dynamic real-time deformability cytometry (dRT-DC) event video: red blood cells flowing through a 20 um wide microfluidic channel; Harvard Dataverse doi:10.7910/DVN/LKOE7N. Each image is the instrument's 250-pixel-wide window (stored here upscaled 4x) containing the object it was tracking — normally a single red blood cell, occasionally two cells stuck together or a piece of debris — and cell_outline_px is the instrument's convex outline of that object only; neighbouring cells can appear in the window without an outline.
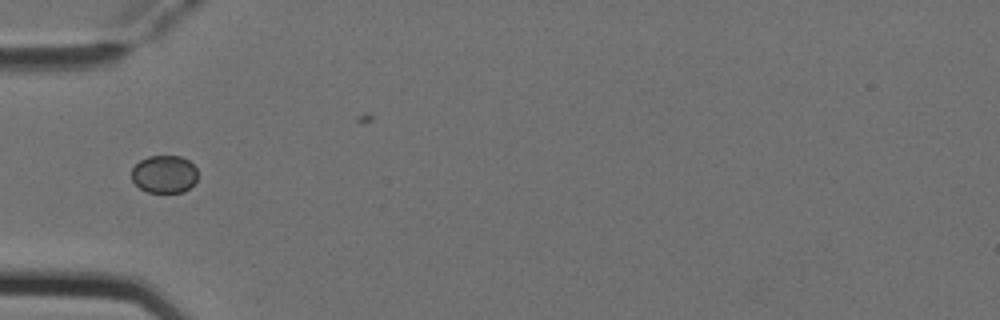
{"species": "Egyptian fruit bat (a non-hibernating species)", "species_latin": "Rousettus aegyptiacus", "temperature_condition": "cold", "stored_images_in_passage": 5, "camera_frame_rate_fps": 3000, "um_per_image_px": 0.085, "animal": {"sex": "female"}, "frame": {"image": 1, "passage_image": 2, "time_ms": 0.333, "image_size_px": [1000, 320], "cell_outline_px": [[196, 180], [184, 192], [148, 192], [140, 188], [132, 180], [132, 168], [140, 160], [148, 156], [180, 156], [188, 160], [196, 168]], "centroid_in_image_um": [13.95, 14.8], "position_along_channel_um": 71.1, "area_um2": 14.39}}
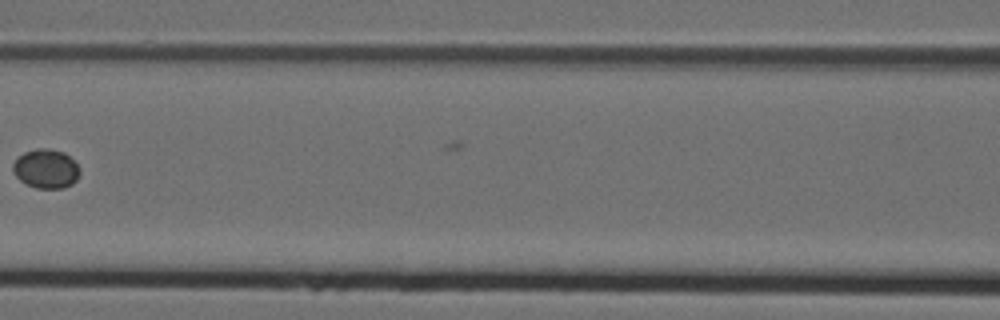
{"frame": {"image": 2, "passage_image": 4, "time_ms": 1.0, "image_size_px": [1000, 320], "cell_outline_px": [[80, 172], [76, 180], [72, 184], [64, 188], [36, 188], [20, 180], [12, 172], [12, 164], [24, 152], [36, 148], [48, 148], [64, 152], [80, 168]], "centroid_in_image_um": [3.9, 14.34], "position_along_channel_um": 162.7, "area_um2": 15.2}}
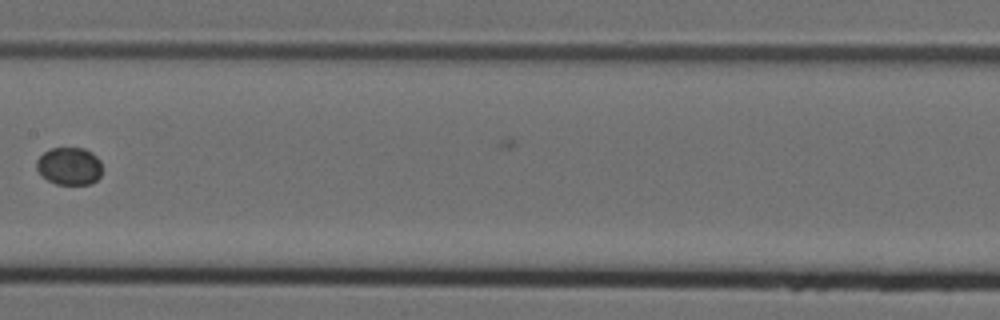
{"frame": {"image": 3, "passage_image": 5, "time_ms": 1.333, "image_size_px": [1000, 320], "cell_outline_px": [[100, 176], [96, 180], [88, 184], [56, 184], [48, 180], [36, 168], [36, 160], [44, 152], [52, 148], [84, 148], [92, 152], [100, 160]], "centroid_in_image_um": [5.88, 14.11], "position_along_channel_um": 201.5, "area_um2": 14.22}}